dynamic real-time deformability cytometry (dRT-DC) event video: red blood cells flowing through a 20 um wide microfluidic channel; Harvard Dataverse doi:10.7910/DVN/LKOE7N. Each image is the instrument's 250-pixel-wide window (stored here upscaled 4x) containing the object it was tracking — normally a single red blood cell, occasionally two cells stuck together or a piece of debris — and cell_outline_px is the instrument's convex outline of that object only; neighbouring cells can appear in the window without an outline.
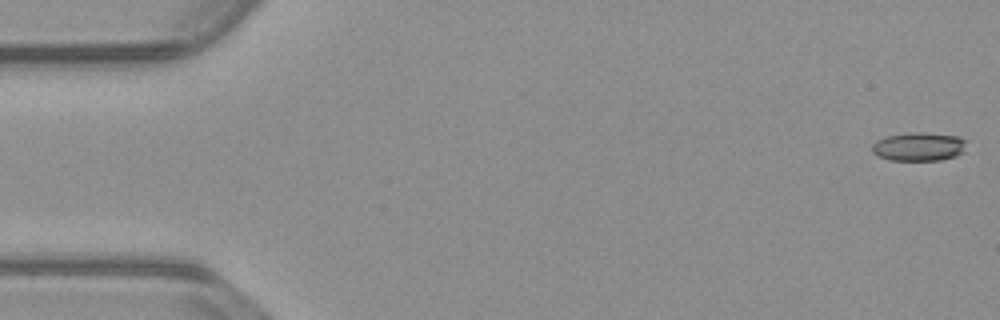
{"species": "common noctule bat (a hibernating species)", "species_latin": "Nyctalus noctula", "temperature_condition": "warm", "stored_images_in_passage": 54, "camera_frame_rate_fps": 3000, "um_per_image_px": 0.085, "animal": {"sex": "male", "body_mass_g": 23.1, "forearm_length_mm": 52.7}, "frame": {"image": 1, "passage_image": 1, "time_ms": 0.0, "image_size_px": [1000, 320], "cell_outline_px": [[964, 152], [956, 156], [940, 160], [888, 160], [872, 152], [872, 144], [876, 140], [888, 136], [908, 132], [924, 132], [960, 136], [964, 140]], "centroid_in_image_um": [78.09, 12.46], "position_along_channel_um": 6.9, "area_um2": 15.78}}
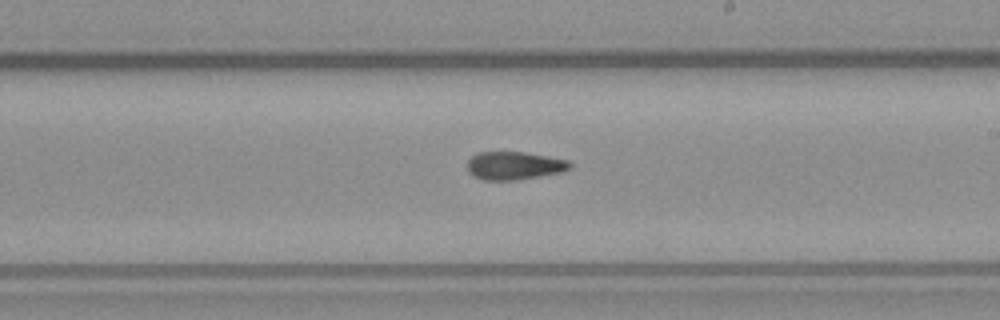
{"frame": {"image": 2, "passage_image": 31, "time_ms": 10.0, "image_size_px": [1000, 320], "cell_outline_px": [[572, 164], [568, 168], [560, 172], [516, 180], [484, 180], [472, 176], [468, 172], [468, 160], [476, 152], [524, 152], [568, 160]], "centroid_in_image_um": [43.65, 14.07], "position_along_channel_um": 245.3, "area_um2": 16.65}}
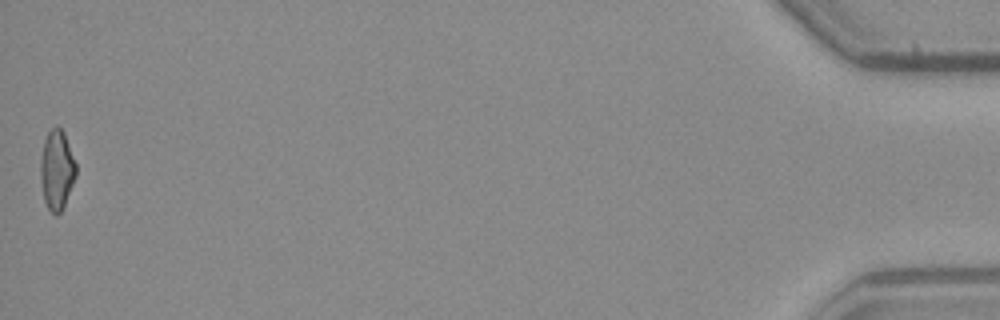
{"frame": {"image": 3, "passage_image": 54, "time_ms": 17.667, "image_size_px": [1000, 320], "cell_outline_px": [[76, 176], [64, 208], [56, 216], [48, 208], [44, 200], [40, 180], [40, 156], [44, 140], [48, 132], [56, 124], [64, 132], [76, 164]], "centroid_in_image_um": [4.82, 14.44], "position_along_channel_um": 430.4, "area_um2": 16.7}, "authors_computed_cell_mechanics": {"area_um2": 16.8198, "velocity_mm_per_s": 3.8288, "shape_relaxation_time_tau1_ms": null, "shape_relaxation_time_tau2_ms": 3.2947, "deformation_change_tau1": null, "deformation_change_tau2": 0.1146}}